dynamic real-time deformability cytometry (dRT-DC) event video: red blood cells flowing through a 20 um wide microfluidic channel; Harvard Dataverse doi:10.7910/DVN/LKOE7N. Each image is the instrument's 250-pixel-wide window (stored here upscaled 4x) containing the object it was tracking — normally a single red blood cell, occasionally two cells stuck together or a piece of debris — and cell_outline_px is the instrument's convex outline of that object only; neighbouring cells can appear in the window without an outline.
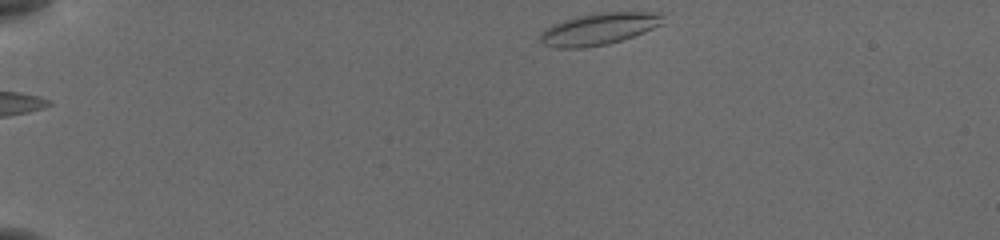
{"species": "common noctule bat (a hibernating species)", "species_latin": "Nyctalus noctula", "temperature_condition": "cold", "stored_images_in_passage": 45, "camera_frame_rate_fps": 3000, "um_per_image_px": 0.085, "animal": {"sex": "female", "body_mass_g": 19.5, "forearm_length_mm": 54.1}, "frame": {"image": 1, "passage_image": 1, "time_ms": 0.0, "image_size_px": [1000, 240], "cell_outline_px": [[664, 24], [644, 32], [608, 44], [584, 48], [556, 48], [544, 44], [540, 40], [540, 32], [552, 24], [576, 16], [596, 12], [664, 12]], "centroid_in_image_um": [50.93, 2.44], "position_along_channel_um": 34.1, "area_um2": 23.0}}
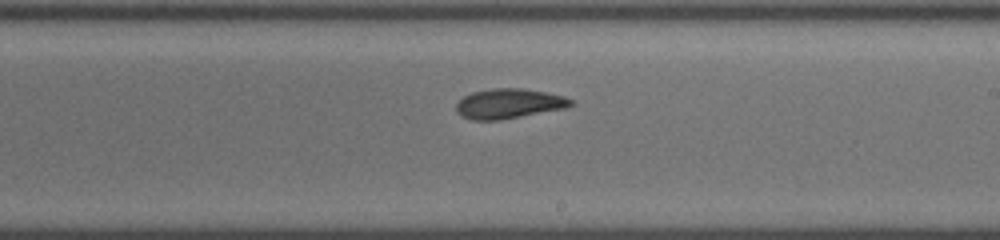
{"frame": {"image": 2, "passage_image": 24, "time_ms": 7.667, "image_size_px": [1000, 240], "cell_outline_px": [[576, 104], [564, 108], [500, 120], [472, 120], [456, 112], [456, 104], [464, 96], [472, 92], [492, 88], [524, 88], [564, 96], [572, 100]], "centroid_in_image_um": [43.25, 8.8], "position_along_channel_um": 245.7, "area_um2": 19.83}}
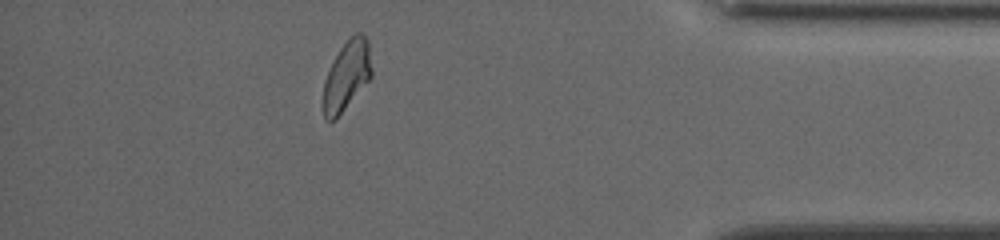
{"frame": {"image": 3, "passage_image": 39, "time_ms": 12.667, "image_size_px": [1000, 240], "cell_outline_px": [[372, 76], [336, 120], [324, 120], [324, 80], [340, 48], [356, 32], [360, 32], [368, 40], [372, 68]], "centroid_in_image_um": [29.49, 6.44], "position_along_channel_um": 405.7, "area_um2": 19.31}, "authors_computed_cell_mechanics": {"area_um2": 20.1144, "velocity_mm_per_s": 3.8083, "shape_relaxation_time_tau1_ms": 4.1532, "shape_relaxation_time_tau2_ms": 3.7075, "deformation_change_tau1": 0.151, "deformation_change_tau2": 0.1125}}